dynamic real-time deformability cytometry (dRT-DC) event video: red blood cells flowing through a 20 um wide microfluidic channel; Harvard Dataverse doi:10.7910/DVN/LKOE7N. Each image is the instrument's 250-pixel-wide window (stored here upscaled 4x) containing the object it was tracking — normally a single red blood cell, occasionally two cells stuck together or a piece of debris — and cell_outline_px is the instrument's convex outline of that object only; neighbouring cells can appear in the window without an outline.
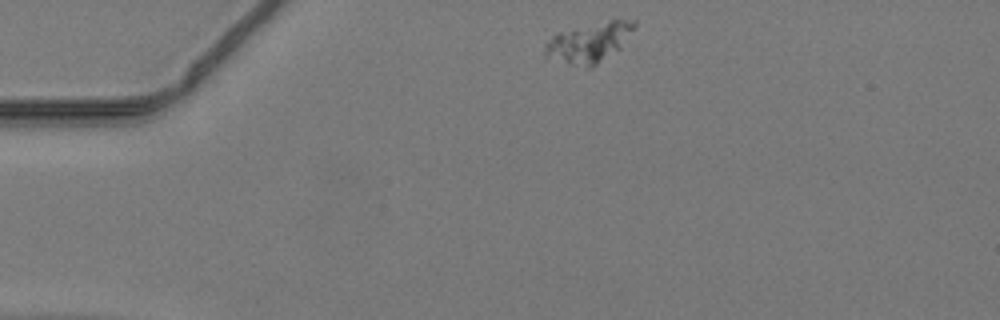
{"species": "common noctule bat (a hibernating species)", "species_latin": "Nyctalus noctula", "temperature_condition": "warm", "stored_images_in_passage": 37, "camera_frame_rate_fps": 3000, "um_per_image_px": 0.085, "animal": {"sex": "male", "body_mass_g": 19.2, "forearm_length_mm": 51.8}, "frame": {"image": 1, "passage_image": 1, "time_ms": 0.0, "image_size_px": [1000, 320], "cell_outline_px": [[636, 28], [620, 48], [592, 68], [588, 68], [544, 56], [544, 44], [556, 32], [612, 20], [636, 20]], "centroid_in_image_um": [50.08, 3.61], "position_along_channel_um": 34.9, "area_um2": 20.52}}
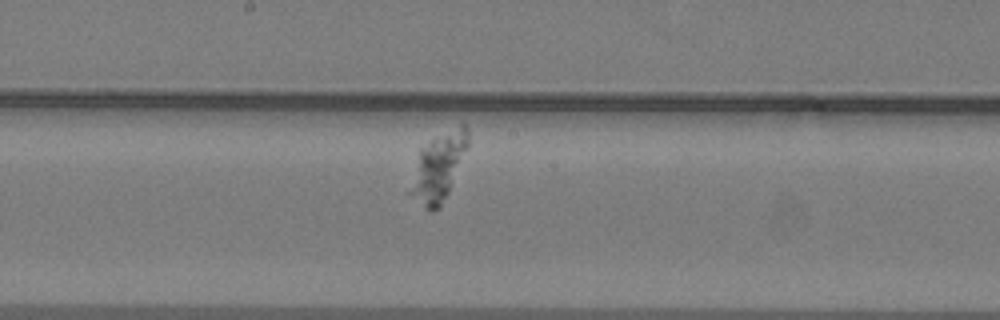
{"frame": {"image": 2, "passage_image": 19, "time_ms": 6.0, "image_size_px": [1000, 320], "cell_outline_px": [[468, 144], [448, 192], [440, 208], [424, 208], [408, 192], [420, 148], [460, 120], [464, 120], [468, 128]], "centroid_in_image_um": [37.29, 14.1], "position_along_channel_um": 210.9, "area_um2": 22.48}}
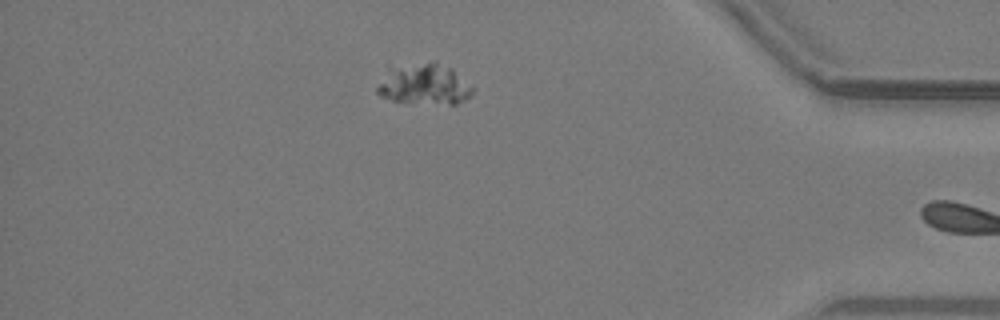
{"frame": {"image": 3, "passage_image": 36, "time_ms": 11.667, "image_size_px": [1000, 320], "cell_outline_px": [[472, 92], [464, 100], [456, 104], [412, 104], [392, 100], [380, 96], [376, 92], [376, 88], [388, 64], [432, 60], [436, 60], [452, 68], [472, 88]], "centroid_in_image_um": [35.95, 7.11], "position_along_channel_um": 399.2, "area_um2": 23.76}}